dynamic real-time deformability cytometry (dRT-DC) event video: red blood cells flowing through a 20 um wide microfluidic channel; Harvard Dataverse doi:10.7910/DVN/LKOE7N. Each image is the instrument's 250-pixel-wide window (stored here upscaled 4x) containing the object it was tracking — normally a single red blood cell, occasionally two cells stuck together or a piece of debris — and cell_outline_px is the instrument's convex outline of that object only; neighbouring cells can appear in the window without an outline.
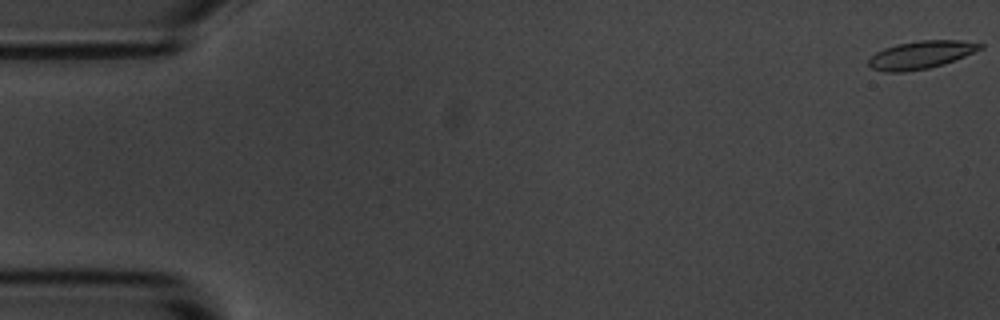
{"species": "common noctule bat (a hibernating species)", "species_latin": "Nyctalus noctula", "temperature_condition": "room temperature", "stored_images_in_passage": 12, "camera_frame_rate_fps": 3000, "um_per_image_px": 0.085, "animal": {"sex": "male", "body_mass_g": 20.1, "forearm_length_mm": 53.5}, "frame": {"image": 1, "passage_image": 1, "time_ms": 0.0, "image_size_px": [1000, 320], "cell_outline_px": [[984, 48], [944, 64], [928, 68], [904, 72], [884, 72], [872, 68], [868, 64], [868, 60], [876, 52], [884, 48], [896, 44], [920, 40], [960, 40], [984, 44]], "centroid_in_image_um": [78.28, 4.66], "position_along_channel_um": 6.7, "area_um2": 18.09}}